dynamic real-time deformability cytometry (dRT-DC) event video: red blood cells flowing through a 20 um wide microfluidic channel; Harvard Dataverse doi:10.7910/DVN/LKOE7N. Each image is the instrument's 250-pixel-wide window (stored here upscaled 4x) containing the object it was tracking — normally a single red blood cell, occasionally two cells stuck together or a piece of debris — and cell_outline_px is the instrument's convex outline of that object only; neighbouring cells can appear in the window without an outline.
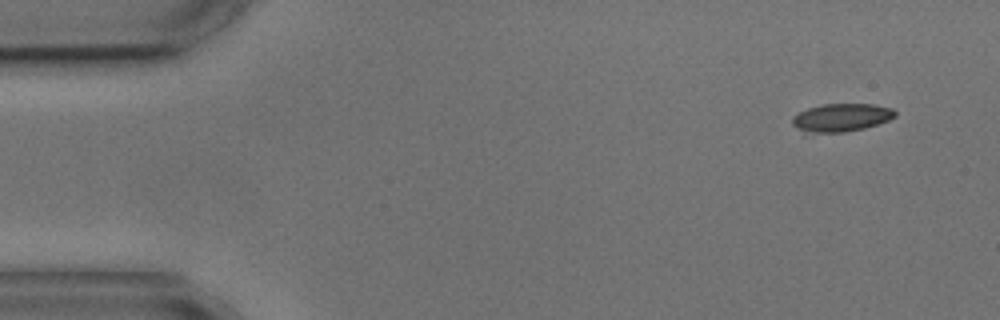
{"species": "common noctule bat (a hibernating species)", "species_latin": "Nyctalus noctula", "temperature_condition": "cold", "stored_images_in_passage": 4, "camera_frame_rate_fps": 3000, "um_per_image_px": 0.085, "animal": {"sex": "male", "body_mass_g": 17.9, "forearm_length_mm": 54.2}, "frame": {"image": 1, "passage_image": 1, "time_ms": 0.0, "image_size_px": [1000, 320], "cell_outline_px": [[896, 116], [888, 120], [864, 128], [844, 132], [804, 136], [792, 124], [792, 116], [808, 108], [820, 104], [872, 104], [892, 108], [896, 112]], "centroid_in_image_um": [71.4, 10.04], "position_along_channel_um": 13.6, "area_um2": 17.4}}
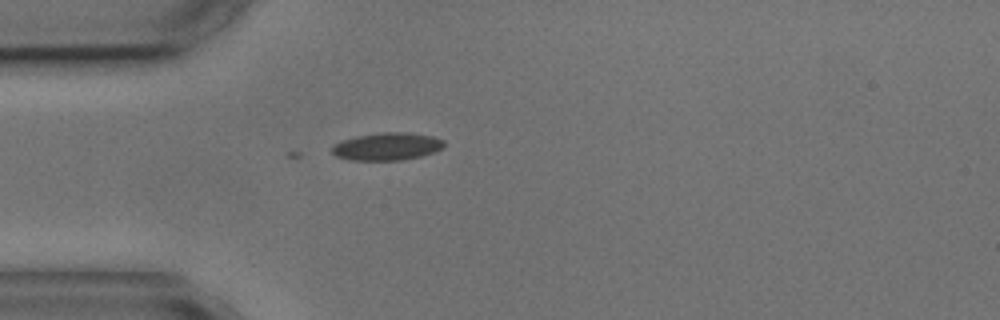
{"frame": {"image": 2, "passage_image": 4, "time_ms": 3.667, "image_size_px": [1000, 320], "cell_outline_px": [[444, 148], [420, 156], [400, 160], [352, 160], [336, 156], [332, 152], [332, 144], [340, 140], [356, 136], [380, 132], [408, 132], [432, 136], [444, 140]], "centroid_in_image_um": [32.87, 12.43], "position_along_channel_um": 52.1, "area_um2": 18.09}}